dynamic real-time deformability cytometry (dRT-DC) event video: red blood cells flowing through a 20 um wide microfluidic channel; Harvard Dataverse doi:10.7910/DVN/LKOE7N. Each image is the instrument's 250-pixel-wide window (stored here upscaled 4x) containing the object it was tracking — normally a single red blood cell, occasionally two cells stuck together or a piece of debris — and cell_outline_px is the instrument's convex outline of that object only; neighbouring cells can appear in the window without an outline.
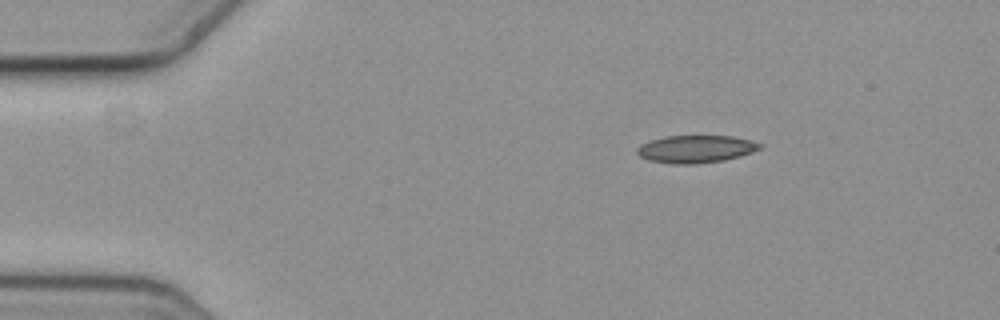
{"species": "common noctule bat (a hibernating species)", "species_latin": "Nyctalus noctula", "temperature_condition": "cold", "stored_images_in_passage": 49, "camera_frame_rate_fps": 3000, "um_per_image_px": 0.085, "animal": {"sex": "female", "body_mass_g": 19.3, "forearm_length_mm": 54.1}, "frame": {"image": 1, "passage_image": 1, "time_ms": 0.0, "image_size_px": [1000, 320], "cell_outline_px": [[764, 144], [760, 148], [752, 152], [740, 156], [724, 160], [696, 164], [672, 164], [648, 160], [640, 156], [636, 152], [636, 148], [640, 144], [648, 140], [664, 136], [732, 136], [752, 140]], "centroid_in_image_um": [59.12, 12.66], "position_along_channel_um": 25.9, "area_um2": 19.94}}
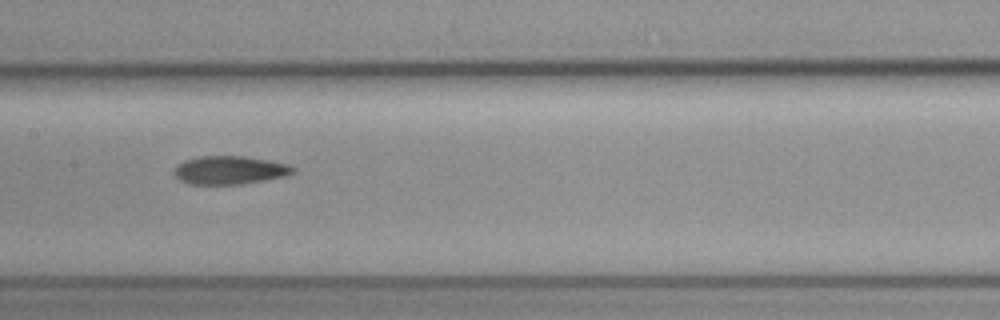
{"frame": {"image": 2, "passage_image": 20, "time_ms": 6.333, "image_size_px": [1000, 320], "cell_outline_px": [[292, 172], [284, 176], [264, 180], [240, 184], [188, 184], [180, 180], [172, 172], [176, 164], [184, 160], [200, 156], [244, 156], [268, 160], [288, 164], [292, 168]], "centroid_in_image_um": [19.43, 14.45], "position_along_channel_um": 188.0, "area_um2": 19.48}}
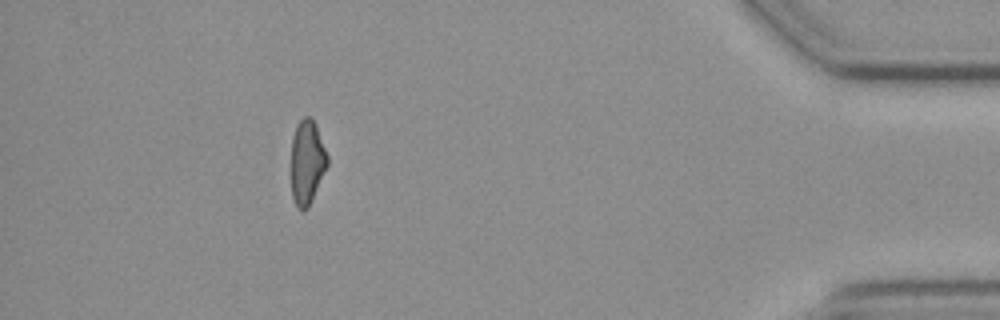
{"frame": {"image": 3, "passage_image": 43, "time_ms": 14.0, "image_size_px": [1000, 320], "cell_outline_px": [[328, 164], [312, 200], [308, 208], [304, 212], [300, 212], [296, 208], [292, 196], [292, 136], [296, 124], [304, 116], [312, 116], [316, 124], [328, 156]], "centroid_in_image_um": [26.1, 13.79], "position_along_channel_um": 409.1, "area_um2": 18.03}, "authors_computed_cell_mechanics": {"area_um2": 19.5942, "velocity_mm_per_s": 3.6554, "shape_relaxation_time_tau1_ms": 4.7565, "shape_relaxation_time_tau2_ms": 5.1523, "deformation_change_tau1": 0.1283, "deformation_change_tau2": 0.1342}}